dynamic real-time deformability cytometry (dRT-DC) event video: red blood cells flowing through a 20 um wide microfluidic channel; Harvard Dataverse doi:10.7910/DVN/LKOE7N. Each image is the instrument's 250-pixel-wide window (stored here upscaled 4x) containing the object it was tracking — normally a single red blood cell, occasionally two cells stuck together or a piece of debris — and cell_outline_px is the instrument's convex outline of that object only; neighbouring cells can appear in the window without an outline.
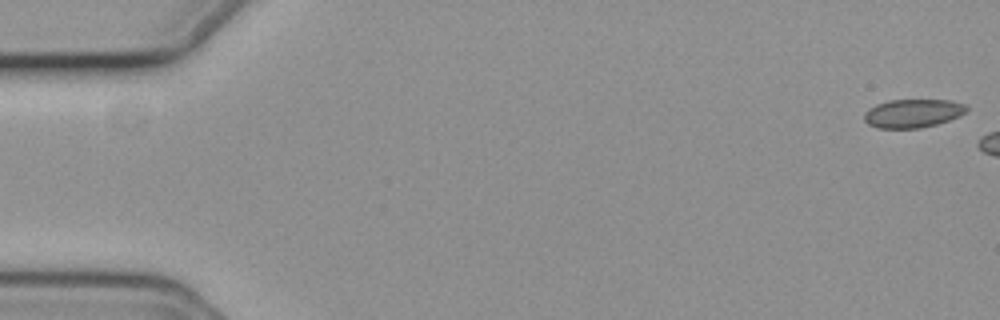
{"species": "common noctule bat (a hibernating species)", "species_latin": "Nyctalus noctula", "temperature_condition": "cold", "stored_images_in_passage": 10, "camera_frame_rate_fps": 3000, "um_per_image_px": 0.085, "animal": {"sex": "female", "body_mass_g": 19.3, "forearm_length_mm": 54.1}, "frame": {"image": 1, "passage_image": 1, "time_ms": 0.0, "image_size_px": [1000, 320], "cell_outline_px": [[968, 108], [960, 116], [936, 124], [920, 128], [876, 128], [868, 124], [864, 120], [864, 112], [868, 108], [876, 104], [888, 100], [952, 100], [968, 104]], "centroid_in_image_um": [77.58, 9.62], "position_along_channel_um": 7.4, "area_um2": 17.17}}